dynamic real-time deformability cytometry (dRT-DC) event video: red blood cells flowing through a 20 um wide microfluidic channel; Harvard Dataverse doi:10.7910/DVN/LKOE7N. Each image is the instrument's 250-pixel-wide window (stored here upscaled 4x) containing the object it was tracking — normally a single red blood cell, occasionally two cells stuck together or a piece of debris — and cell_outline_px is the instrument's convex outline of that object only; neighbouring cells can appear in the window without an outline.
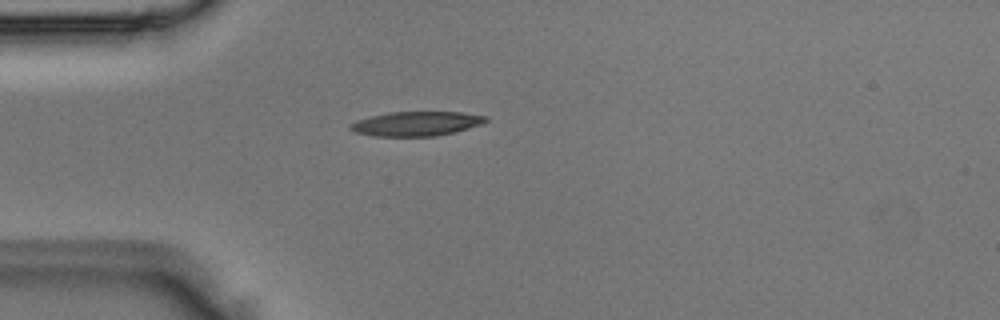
{"species": "Egyptian fruit bat (a non-hibernating species)", "species_latin": "Rousettus aegyptiacus", "temperature_condition": "room temperature", "stored_images_in_passage": 1, "camera_frame_rate_fps": 3000, "um_per_image_px": 0.085, "animal": {"sex": "male"}, "frame": {"image": 1, "passage_image": 1, "time_ms": 0.0, "image_size_px": [1000, 320], "cell_outline_px": [[488, 120], [480, 124], [452, 132], [432, 136], [376, 136], [356, 132], [348, 128], [348, 124], [356, 120], [388, 112], [464, 112], [488, 116]], "centroid_in_image_um": [35.35, 10.5], "position_along_channel_um": 49.6, "area_um2": 19.07}}